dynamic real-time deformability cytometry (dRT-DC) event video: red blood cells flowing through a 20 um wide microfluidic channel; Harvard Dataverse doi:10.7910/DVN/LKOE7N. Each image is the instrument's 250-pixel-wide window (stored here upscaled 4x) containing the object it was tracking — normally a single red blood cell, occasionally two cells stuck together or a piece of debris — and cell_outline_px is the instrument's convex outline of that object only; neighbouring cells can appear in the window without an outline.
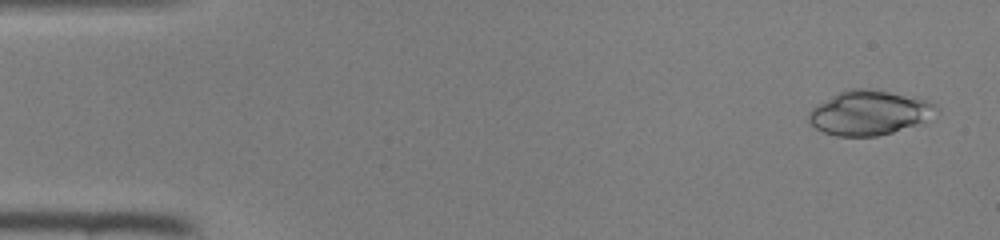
{"species": "common noctule bat (a hibernating species)", "species_latin": "Nyctalus noctula", "temperature_condition": "room temperature", "stored_images_in_passage": 46, "camera_frame_rate_fps": 3000, "um_per_image_px": 0.085, "animal": {"sex": "female", "body_mass_g": 22.0, "forearm_length_mm": 56.7}, "frame": {"image": 1, "passage_image": 2, "time_ms": 0.333, "image_size_px": [1000, 240], "cell_outline_px": [[940, 108], [924, 120], [892, 132], [876, 136], [836, 136], [824, 132], [816, 128], [808, 120], [808, 112], [812, 108], [840, 92], [852, 88], [868, 88], [888, 92], [924, 100]], "centroid_in_image_um": [73.81, 9.59], "position_along_channel_um": 11.2, "area_um2": 32.02}}